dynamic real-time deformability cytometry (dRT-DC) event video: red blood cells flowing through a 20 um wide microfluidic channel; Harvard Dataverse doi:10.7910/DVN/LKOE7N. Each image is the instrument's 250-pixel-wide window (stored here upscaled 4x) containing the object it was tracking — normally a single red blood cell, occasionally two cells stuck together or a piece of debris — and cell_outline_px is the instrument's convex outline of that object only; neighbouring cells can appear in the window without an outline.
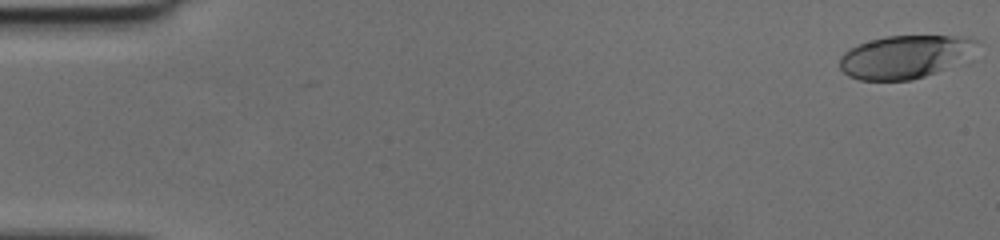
{"species": "human", "species_latin": "Homo sapiens", "temperature_condition": "cold", "stored_images_in_passage": 16, "camera_frame_rate_fps": 3000, "um_per_image_px": 0.085, "donor": {"sex": "female"}, "frame": {"image": 1, "passage_image": 1, "time_ms": 0.0, "image_size_px": [1000, 240], "cell_outline_px": [[984, 44], [944, 68], [936, 72], [912, 80], [860, 80], [848, 76], [840, 68], [840, 56], [848, 48], [884, 36], [968, 36], [980, 40]], "centroid_in_image_um": [76.9, 4.81], "position_along_channel_um": 8.1, "area_um2": 34.1}}
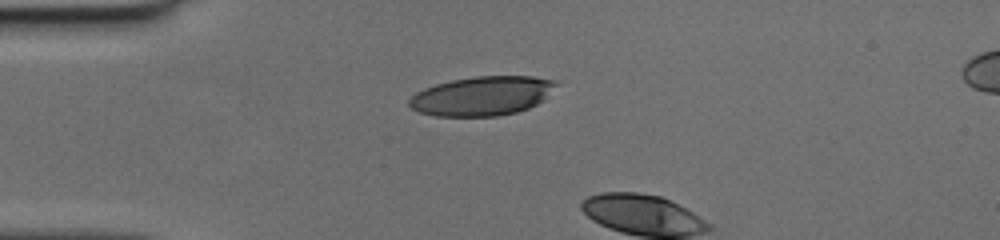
{"frame": {"image": 2, "passage_image": 14, "time_ms": 4.333, "image_size_px": [1000, 240], "cell_outline_px": [[556, 84], [544, 100], [528, 108], [516, 112], [496, 116], [436, 116], [420, 112], [412, 108], [408, 104], [408, 100], [416, 92], [424, 88], [436, 84], [452, 80], [476, 76], [532, 76], [556, 80]], "centroid_in_image_um": [40.96, 8.15], "position_along_channel_um": 44.0, "area_um2": 33.41}}